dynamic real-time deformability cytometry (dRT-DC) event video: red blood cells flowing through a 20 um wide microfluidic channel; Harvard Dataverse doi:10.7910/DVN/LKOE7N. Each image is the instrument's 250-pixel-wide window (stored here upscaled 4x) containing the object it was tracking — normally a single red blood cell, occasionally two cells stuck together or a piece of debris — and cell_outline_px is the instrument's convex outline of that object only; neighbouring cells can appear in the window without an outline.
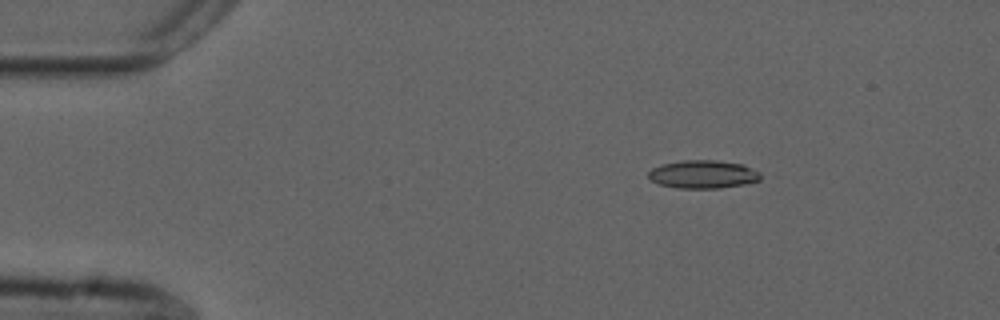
{"species": "common noctule bat (a hibernating species)", "species_latin": "Nyctalus noctula", "temperature_condition": "cold", "stored_images_in_passage": 47, "camera_frame_rate_fps": 3000, "um_per_image_px": 0.085, "animal": {"sex": "male", "forearm_length_mm": 52.5}, "frame": {"image": 1, "passage_image": 1, "time_ms": 0.0, "image_size_px": [1000, 320], "cell_outline_px": [[760, 180], [744, 184], [720, 188], [676, 188], [660, 184], [652, 180], [648, 176], [648, 172], [652, 168], [660, 164], [684, 160], [716, 160], [744, 164], [760, 172]], "centroid_in_image_um": [59.76, 14.81], "position_along_channel_um": 25.2, "area_um2": 18.44}}
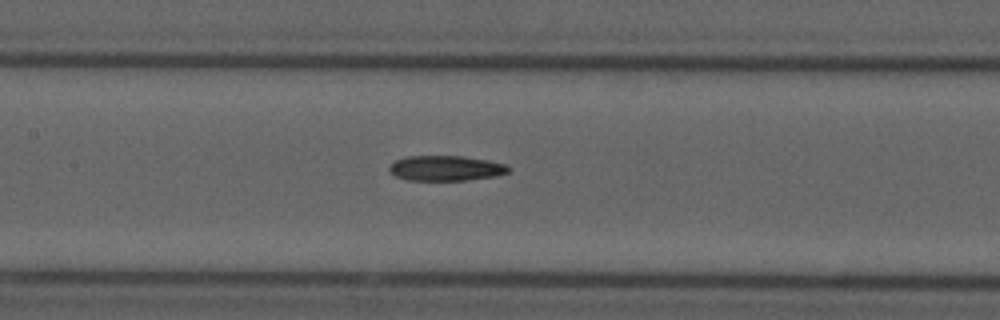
{"frame": {"image": 2, "passage_image": 18, "time_ms": 5.667, "image_size_px": [1000, 320], "cell_outline_px": [[512, 168], [508, 172], [496, 176], [468, 180], [408, 180], [396, 176], [388, 168], [396, 160], [408, 156], [464, 156], [488, 160], [504, 164]], "centroid_in_image_um": [37.93, 14.29], "position_along_channel_um": 169.5, "area_um2": 17.4}}
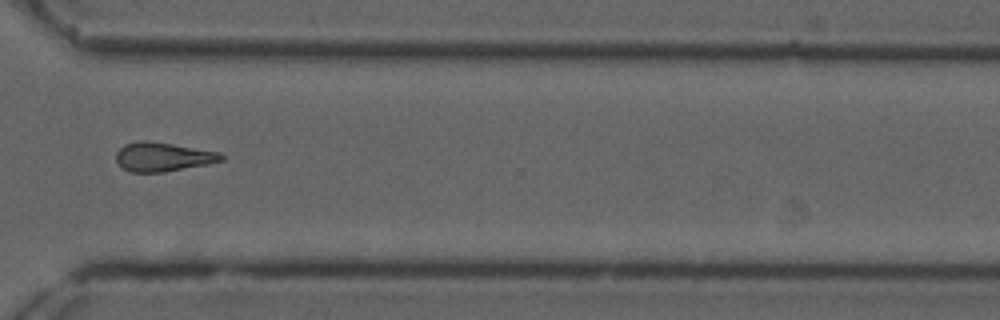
{"frame": {"image": 3, "passage_image": 33, "time_ms": 10.667, "image_size_px": [1000, 320], "cell_outline_px": [[224, 160], [208, 164], [164, 172], [128, 172], [116, 160], [116, 152], [124, 144], [140, 140], [148, 140], [220, 152], [224, 156]], "centroid_in_image_um": [13.84, 13.33], "position_along_channel_um": 356.8, "area_um2": 17.8}}